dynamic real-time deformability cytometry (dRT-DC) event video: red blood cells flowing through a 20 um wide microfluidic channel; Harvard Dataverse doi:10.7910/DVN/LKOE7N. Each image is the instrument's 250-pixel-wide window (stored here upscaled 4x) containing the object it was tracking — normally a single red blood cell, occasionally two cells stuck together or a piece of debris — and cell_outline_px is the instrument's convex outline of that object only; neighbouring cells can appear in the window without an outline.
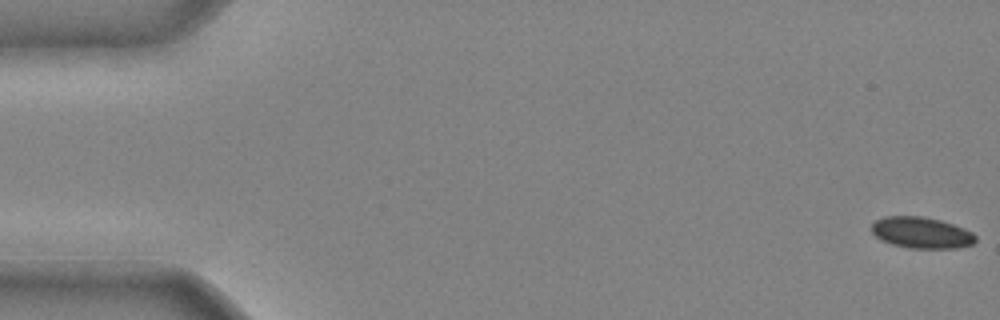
{"species": "common noctule bat (a hibernating species)", "species_latin": "Nyctalus noctula", "temperature_condition": "cold", "stored_images_in_passage": 8, "camera_frame_rate_fps": 3000, "um_per_image_px": 0.085, "animal": {"sex": "male", "body_mass_g": 20.4}, "frame": {"image": 1, "passage_image": 1, "time_ms": 0.0, "image_size_px": [1000, 320], "cell_outline_px": [[976, 240], [972, 244], [956, 248], [908, 248], [892, 244], [880, 240], [872, 232], [872, 224], [876, 220], [884, 216], [920, 216], [940, 220], [964, 228], [972, 232], [976, 236]], "centroid_in_image_um": [78.31, 19.78], "position_along_channel_um": 6.7, "area_um2": 18.9}}